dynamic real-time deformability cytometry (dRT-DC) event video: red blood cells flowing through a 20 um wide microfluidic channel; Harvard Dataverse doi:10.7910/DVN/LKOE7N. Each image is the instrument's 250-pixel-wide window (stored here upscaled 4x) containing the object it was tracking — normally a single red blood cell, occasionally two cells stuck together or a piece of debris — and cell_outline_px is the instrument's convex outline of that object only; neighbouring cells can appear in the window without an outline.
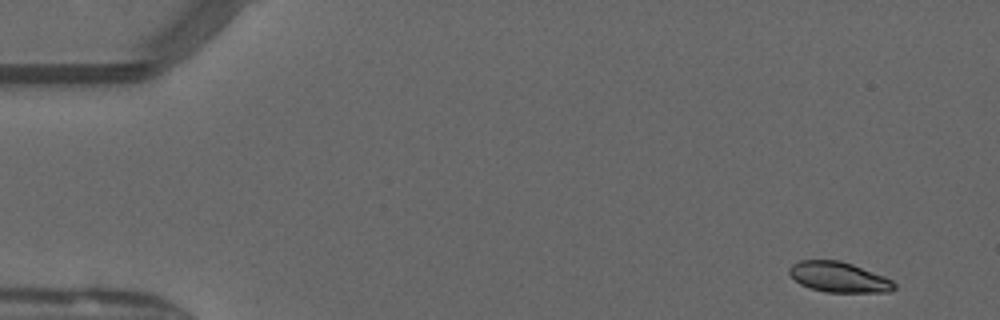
{"species": "common noctule bat (a hibernating species)", "species_latin": "Nyctalus noctula", "temperature_condition": "warm", "stored_images_in_passage": 48, "camera_frame_rate_fps": 3000, "um_per_image_px": 0.085, "animal": {"sex": "male", "forearm_length_mm": 52.5}, "frame": {"image": 1, "passage_image": 1, "time_ms": 0.0, "image_size_px": [1000, 320], "cell_outline_px": [[896, 288], [888, 292], [824, 292], [800, 284], [788, 272], [788, 268], [792, 264], [800, 260], [840, 260], [852, 264], [884, 276], [892, 280], [896, 284]], "centroid_in_image_um": [71.3, 23.55], "position_along_channel_um": 13.7, "area_um2": 18.5}}
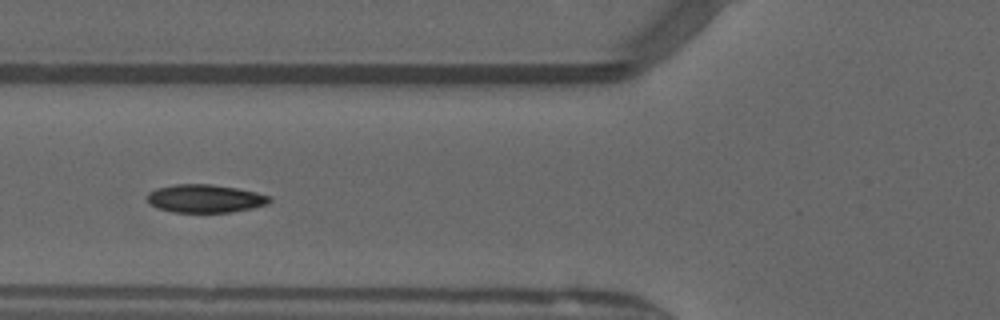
{"frame": {"image": 2, "passage_image": 17, "time_ms": 5.333, "image_size_px": [1000, 320], "cell_outline_px": [[272, 200], [268, 204], [252, 208], [232, 212], [172, 212], [156, 208], [148, 204], [148, 192], [156, 188], [172, 184], [212, 184], [236, 188], [256, 192], [272, 196]], "centroid_in_image_um": [17.43, 16.87], "position_along_channel_um": 108.4, "area_um2": 20.29}}
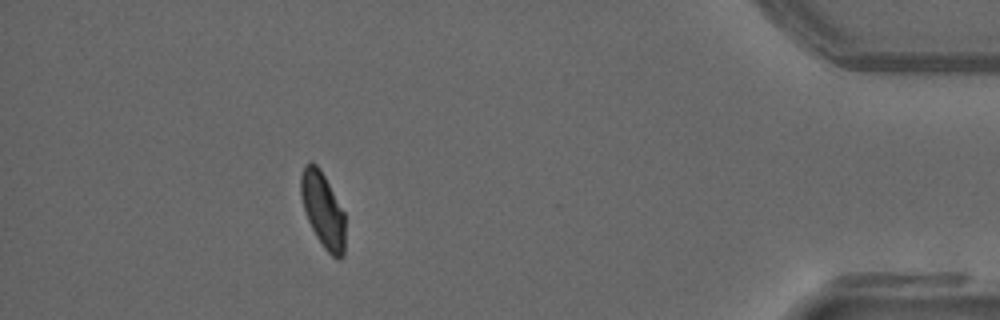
{"frame": {"image": 3, "passage_image": 43, "time_ms": 14.0, "image_size_px": [1000, 320], "cell_outline_px": [[344, 256], [340, 260], [332, 256], [324, 248], [316, 236], [308, 220], [304, 208], [300, 192], [300, 176], [304, 164], [308, 160], [312, 160], [320, 168], [344, 212]], "centroid_in_image_um": [27.43, 17.81], "position_along_channel_um": 407.8, "area_um2": 19.42}, "authors_computed_cell_mechanics": {"area_um2": 19.6231, "velocity_mm_per_s": 4.0722, "shape_relaxation_time_tau1_ms": 3.9193, "shape_relaxation_time_tau2_ms": 1.9269, "deformation_change_tau1": 0.1423, "deformation_change_tau2": 0.0481}}